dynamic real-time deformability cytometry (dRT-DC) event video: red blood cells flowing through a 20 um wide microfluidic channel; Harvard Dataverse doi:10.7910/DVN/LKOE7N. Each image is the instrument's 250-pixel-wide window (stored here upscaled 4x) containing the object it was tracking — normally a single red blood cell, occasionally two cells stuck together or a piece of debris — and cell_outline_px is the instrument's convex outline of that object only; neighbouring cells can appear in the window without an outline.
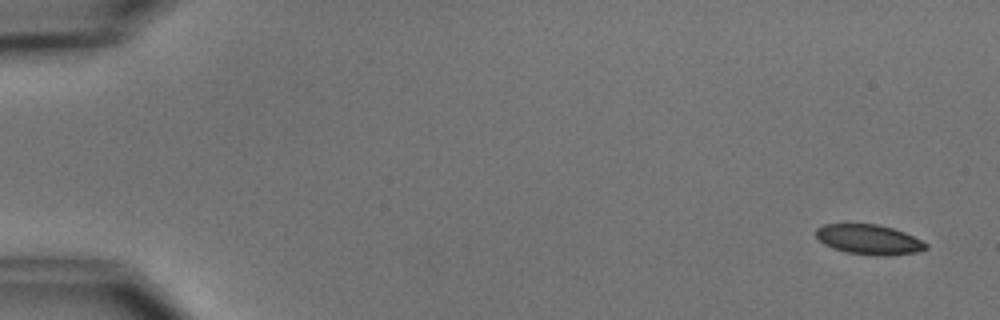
{"species": "common noctule bat (a hibernating species)", "species_latin": "Nyctalus noctula", "temperature_condition": "cold", "stored_images_in_passage": 4, "camera_frame_rate_fps": 3000, "um_per_image_px": 0.085, "animal": {"sex": "male", "body_mass_g": 15.6}, "frame": {"image": 1, "passage_image": 1, "time_ms": 0.0, "image_size_px": [1000, 320], "cell_outline_px": [[928, 248], [916, 252], [884, 256], [876, 256], [844, 252], [832, 248], [824, 244], [816, 236], [816, 228], [824, 224], [876, 224], [892, 228], [904, 232], [928, 244]], "centroid_in_image_um": [73.84, 20.36], "position_along_channel_um": 11.2, "area_um2": 19.13}}
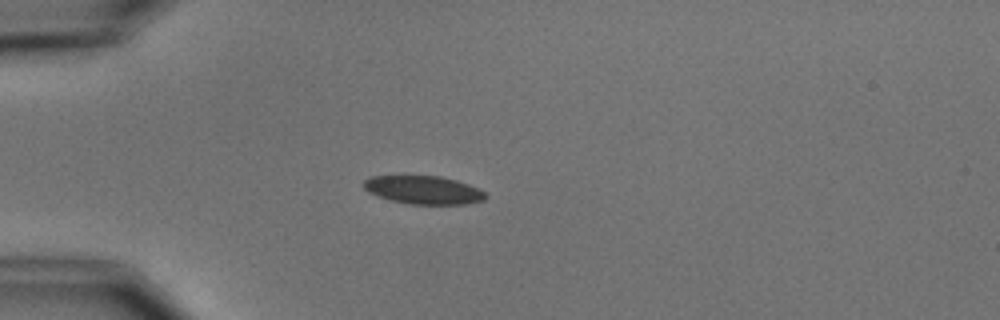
{"frame": {"image": 2, "passage_image": 4, "time_ms": 4.333, "image_size_px": [1000, 320], "cell_outline_px": [[488, 196], [484, 200], [468, 204], [408, 204], [392, 200], [368, 192], [364, 188], [364, 180], [368, 176], [440, 176], [456, 180], [480, 188]], "centroid_in_image_um": [36.03, 16.14], "position_along_channel_um": 49.0, "area_um2": 20.06}}